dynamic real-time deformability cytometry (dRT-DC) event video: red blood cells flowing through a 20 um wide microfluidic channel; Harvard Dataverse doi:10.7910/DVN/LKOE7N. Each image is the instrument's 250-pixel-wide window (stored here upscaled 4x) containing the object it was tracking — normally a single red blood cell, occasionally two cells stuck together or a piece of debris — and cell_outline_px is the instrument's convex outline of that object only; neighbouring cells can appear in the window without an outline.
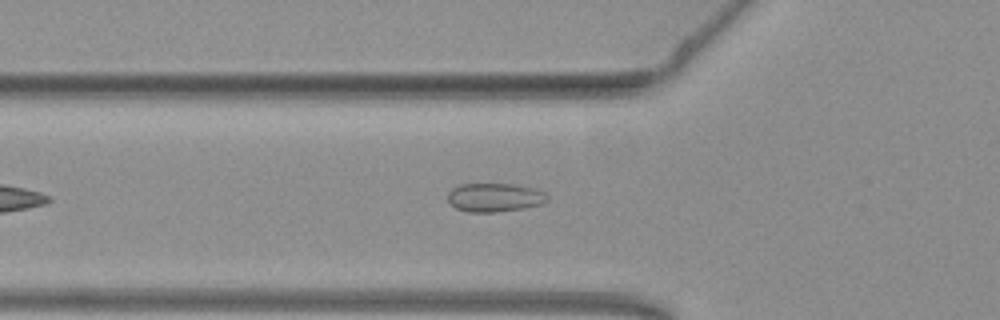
{"species": "common noctule bat (a hibernating species)", "species_latin": "Nyctalus noctula", "temperature_condition": "warm", "stored_images_in_passage": 44, "camera_frame_rate_fps": 3000, "um_per_image_px": 0.085, "animal": {"sex": "female", "body_mass_g": 19.3, "forearm_length_mm": 54.1}, "frame": {"image": 1, "passage_image": 9, "time_ms": 2.667, "image_size_px": [1000, 320], "cell_outline_px": [[548, 200], [544, 204], [524, 208], [496, 212], [468, 212], [456, 208], [448, 200], [448, 192], [452, 188], [460, 184], [512, 184], [532, 188], [544, 192], [548, 196]], "centroid_in_image_um": [42.05, 16.79], "position_along_channel_um": 83.7, "area_um2": 16.65}}
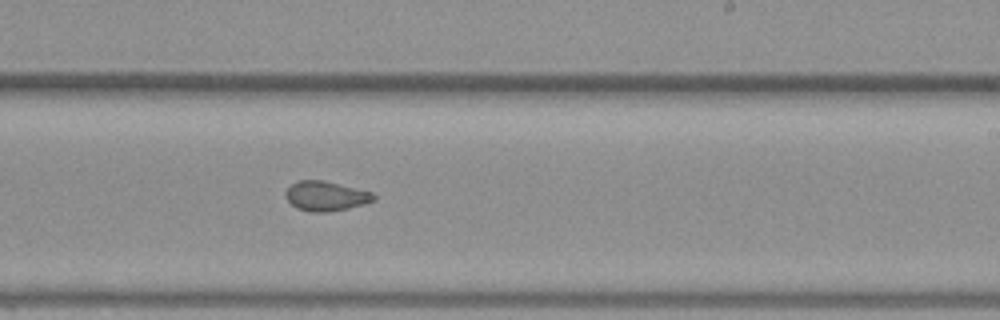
{"frame": {"image": 2, "passage_image": 23, "time_ms": 7.333, "image_size_px": [1000, 320], "cell_outline_px": [[376, 200], [364, 204], [348, 208], [328, 212], [312, 212], [296, 208], [284, 196], [284, 192], [292, 184], [300, 180], [324, 180], [372, 192], [376, 196]], "centroid_in_image_um": [27.7, 16.66], "position_along_channel_um": 261.3, "area_um2": 15.26}}
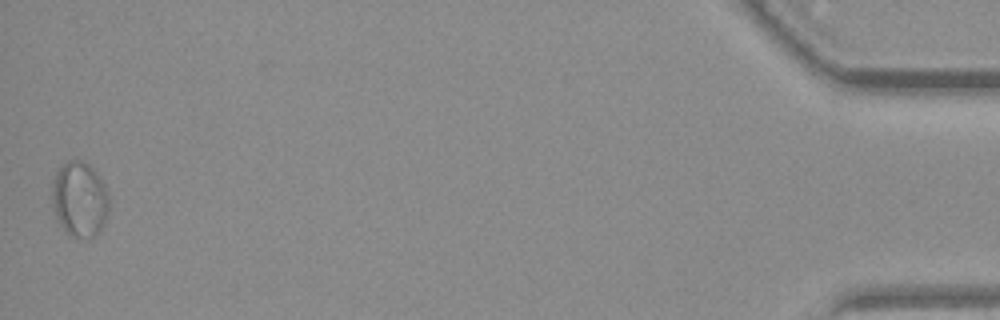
{"frame": {"image": 3, "passage_image": 44, "time_ms": 14.333, "image_size_px": [1000, 320], "cell_outline_px": [[108, 212], [104, 224], [92, 236], [68, 236], [56, 220], [52, 200], [52, 180], [56, 172], [68, 160], [80, 160], [88, 164], [100, 176], [104, 184], [108, 196]], "centroid_in_image_um": [6.74, 16.92], "position_along_channel_um": 428.5, "area_um2": 24.85}}